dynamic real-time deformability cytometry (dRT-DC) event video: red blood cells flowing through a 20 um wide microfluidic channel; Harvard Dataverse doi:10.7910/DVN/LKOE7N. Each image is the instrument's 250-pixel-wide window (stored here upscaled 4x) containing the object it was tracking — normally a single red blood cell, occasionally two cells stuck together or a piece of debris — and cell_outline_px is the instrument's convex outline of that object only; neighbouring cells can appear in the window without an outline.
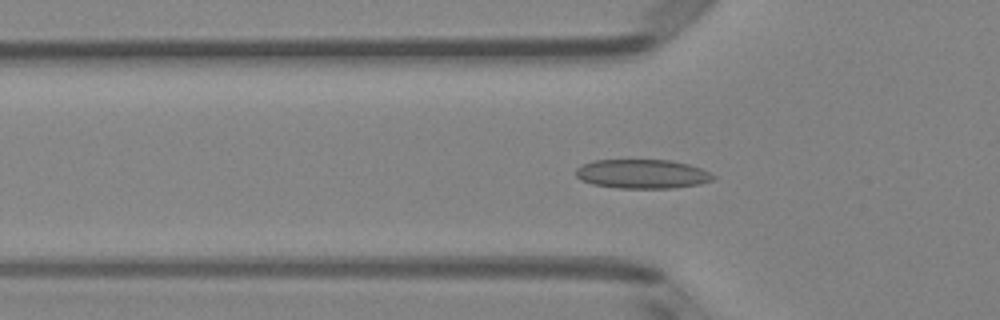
{"species": "Egyptian fruit bat (a non-hibernating species)", "species_latin": "Rousettus aegyptiacus", "temperature_condition": "room temperature", "stored_images_in_passage": 52, "camera_frame_rate_fps": 3000, "um_per_image_px": 0.085, "animal": {"sex": "female"}, "frame": {"image": 1, "passage_image": 17, "time_ms": 5.333, "image_size_px": [1000, 320], "cell_outline_px": [[716, 176], [712, 180], [700, 184], [672, 188], [616, 188], [592, 184], [580, 180], [576, 176], [576, 168], [580, 164], [592, 160], [672, 160], [688, 164], [700, 168]], "centroid_in_image_um": [54.55, 14.78], "position_along_channel_um": 71.3, "area_um2": 23.47}}
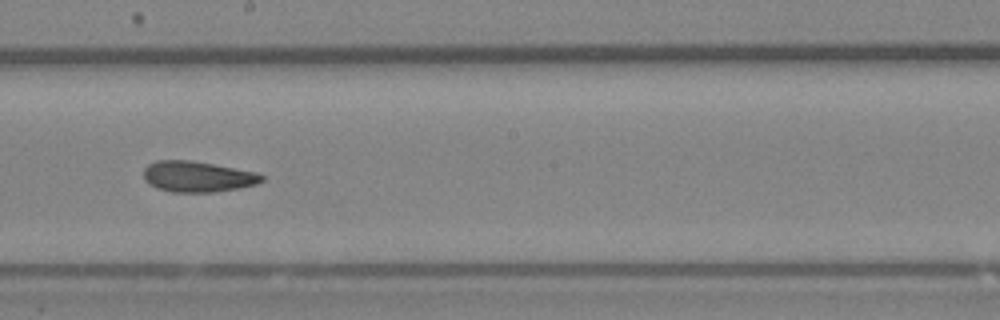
{"frame": {"image": 2, "passage_image": 29, "time_ms": 9.333, "image_size_px": [1000, 320], "cell_outline_px": [[264, 180], [256, 184], [240, 188], [216, 192], [172, 192], [156, 188], [148, 184], [144, 180], [144, 168], [148, 164], [156, 160], [188, 160], [212, 164], [256, 172], [264, 176]], "centroid_in_image_um": [16.77, 15.02], "position_along_channel_um": 231.4, "area_um2": 21.27}}
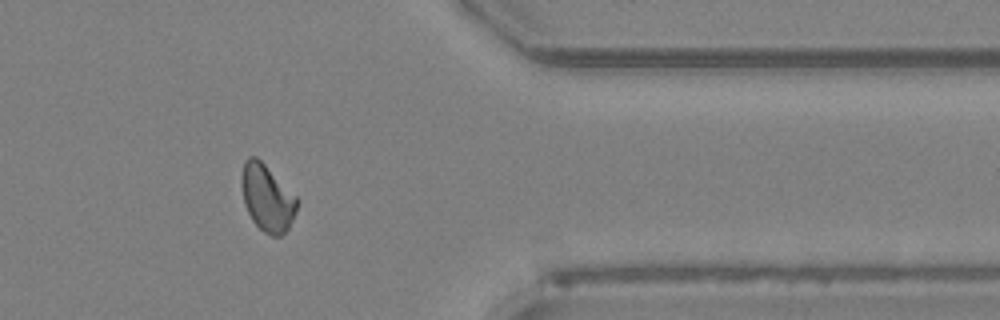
{"frame": {"image": 3, "passage_image": 42, "time_ms": 13.667, "image_size_px": [1000, 320], "cell_outline_px": [[300, 200], [296, 212], [288, 228], [280, 236], [272, 236], [264, 232], [252, 220], [244, 204], [240, 184], [240, 180], [244, 160], [248, 156], [256, 156]], "centroid_in_image_um": [22.69, 16.81], "position_along_channel_um": 388.7, "area_um2": 21.62}, "authors_computed_cell_mechanics": {"area_um2": 21.6172, "velocity_mm_per_s": 4.0063, "shape_relaxation_time_tau1_ms": null, "shape_relaxation_time_tau2_ms": 2.4156, "deformation_change_tau1": null, "deformation_change_tau2": 0.0791}}